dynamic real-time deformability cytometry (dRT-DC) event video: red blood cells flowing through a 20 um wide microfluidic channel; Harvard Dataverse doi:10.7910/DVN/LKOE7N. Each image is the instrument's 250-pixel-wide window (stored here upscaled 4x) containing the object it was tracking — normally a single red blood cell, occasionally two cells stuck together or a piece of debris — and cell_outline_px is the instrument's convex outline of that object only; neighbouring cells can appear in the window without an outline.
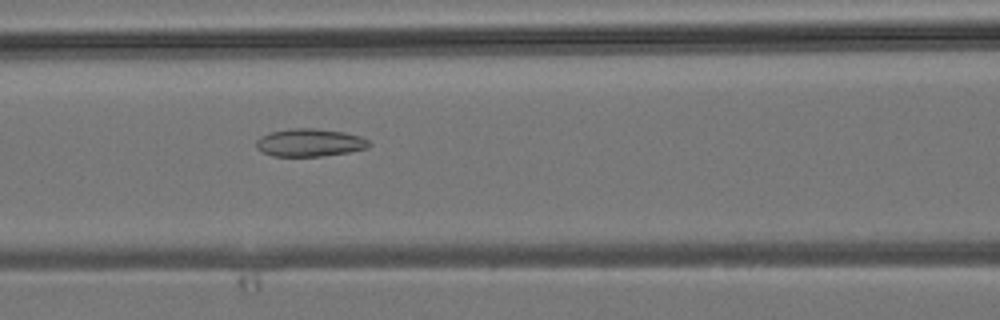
{"species": "common noctule bat (a hibernating species)", "species_latin": "Nyctalus noctula", "temperature_condition": "room temperature", "stored_images_in_passage": 27, "camera_frame_rate_fps": 3000, "um_per_image_px": 0.085, "animal": {"sex": "male", "body_mass_g": 19.2, "forearm_length_mm": 51.8}, "frame": {"image": 1, "passage_image": 7, "time_ms": 2.0, "image_size_px": [1000, 320], "cell_outline_px": [[372, 144], [368, 148], [348, 152], [320, 156], [272, 156], [260, 152], [256, 148], [256, 140], [260, 136], [272, 132], [292, 128], [312, 128], [344, 132], [360, 136], [368, 140]], "centroid_in_image_um": [26.31, 12.13], "position_along_channel_um": 140.3, "area_um2": 18.32}}
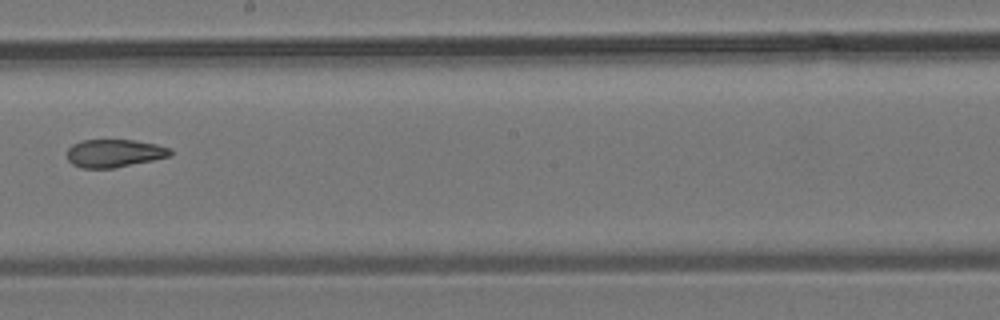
{"frame": {"image": 2, "passage_image": 13, "time_ms": 4.0, "image_size_px": [1000, 320], "cell_outline_px": [[172, 156], [112, 168], [84, 168], [72, 164], [68, 160], [68, 148], [72, 144], [84, 140], [136, 140], [156, 144], [172, 148]], "centroid_in_image_um": [9.74, 13.01], "position_along_channel_um": 238.5, "area_um2": 16.76}}
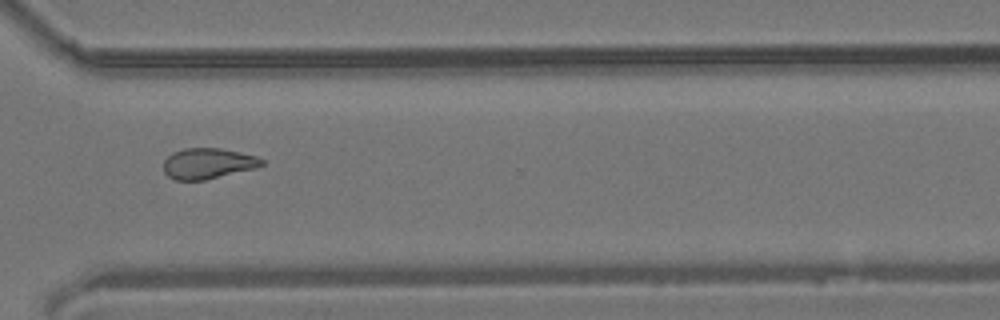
{"frame": {"image": 3, "passage_image": 20, "time_ms": 6.333, "image_size_px": [1000, 320], "cell_outline_px": [[264, 164], [256, 168], [204, 180], [176, 180], [168, 176], [164, 172], [164, 160], [172, 152], [184, 148], [220, 148], [256, 156], [264, 160]], "centroid_in_image_um": [17.66, 13.89], "position_along_channel_um": 352.9, "area_um2": 17.51}}